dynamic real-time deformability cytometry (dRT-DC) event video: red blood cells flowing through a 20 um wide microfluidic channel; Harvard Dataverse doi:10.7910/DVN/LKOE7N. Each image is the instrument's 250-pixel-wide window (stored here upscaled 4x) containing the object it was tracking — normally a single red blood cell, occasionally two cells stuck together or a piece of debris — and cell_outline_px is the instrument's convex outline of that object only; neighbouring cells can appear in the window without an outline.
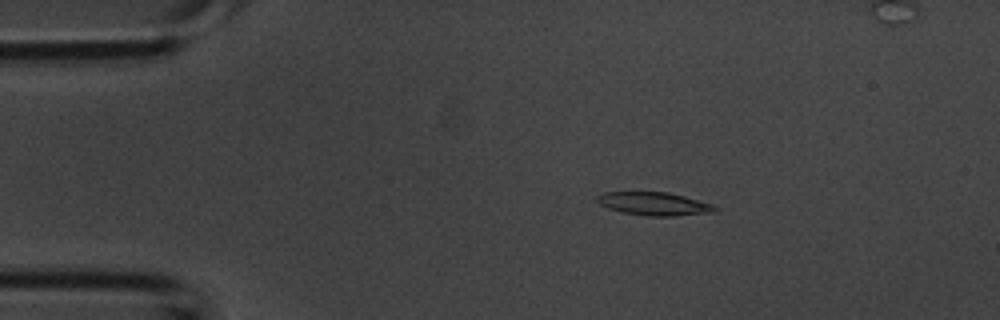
{"species": "common noctule bat (a hibernating species)", "species_latin": "Nyctalus noctula", "temperature_condition": "room temperature", "stored_images_in_passage": 42, "camera_frame_rate_fps": 3000, "um_per_image_px": 0.085, "animal": {"sex": "male", "body_mass_g": 20.1, "forearm_length_mm": 53.5}, "frame": {"image": 1, "passage_image": 6, "time_ms": 1.667, "image_size_px": [1000, 320], "cell_outline_px": [[720, 208], [716, 212], [676, 216], [648, 216], [624, 212], [608, 208], [600, 204], [596, 200], [596, 196], [604, 192], [668, 192], [684, 196], [712, 204]], "centroid_in_image_um": [55.64, 17.32], "position_along_channel_um": 29.4, "area_um2": 15.95}}
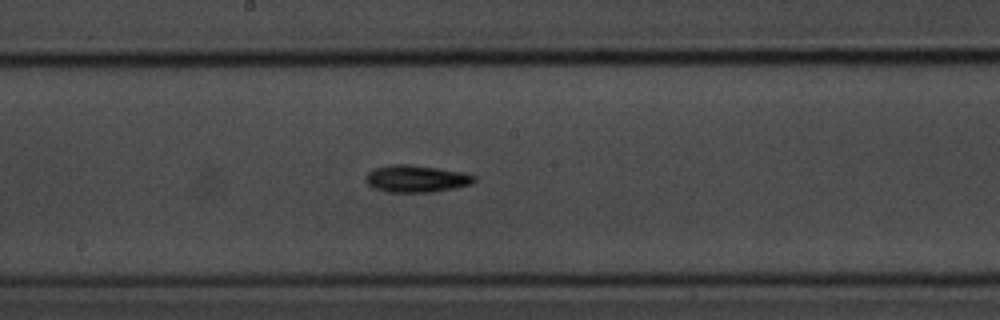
{"frame": {"image": 2, "passage_image": 21, "time_ms": 6.667, "image_size_px": [1000, 320], "cell_outline_px": [[476, 180], [472, 184], [456, 188], [432, 192], [388, 192], [372, 188], [364, 180], [368, 172], [376, 168], [392, 164], [408, 164], [436, 168], [460, 172], [476, 176]], "centroid_in_image_um": [35.37, 15.2], "position_along_channel_um": 212.8, "area_um2": 17.11}}
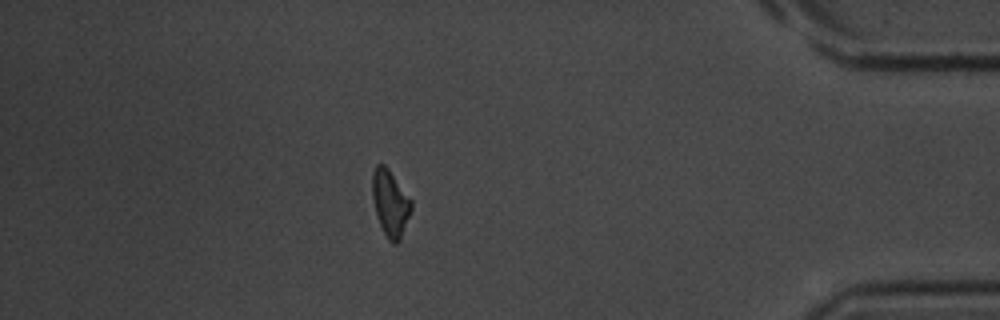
{"frame": {"image": 3, "passage_image": 36, "time_ms": 11.667, "image_size_px": [1000, 320], "cell_outline_px": [[412, 208], [400, 240], [396, 244], [392, 244], [388, 240], [376, 216], [372, 196], [372, 172], [376, 164], [384, 164], [388, 168], [412, 200]], "centroid_in_image_um": [33.16, 17.26], "position_along_channel_um": 402.0, "area_um2": 15.14}}